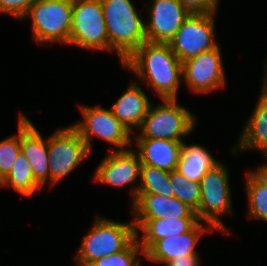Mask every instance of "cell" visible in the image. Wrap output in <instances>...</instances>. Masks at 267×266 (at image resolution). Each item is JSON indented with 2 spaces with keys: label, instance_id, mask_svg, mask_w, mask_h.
Returning <instances> with one entry per match:
<instances>
[{
  "label": "cell",
  "instance_id": "obj_1",
  "mask_svg": "<svg viewBox=\"0 0 267 266\" xmlns=\"http://www.w3.org/2000/svg\"><path fill=\"white\" fill-rule=\"evenodd\" d=\"M136 78L153 87L160 99H177L183 81L182 62L168 43L144 42L122 64Z\"/></svg>",
  "mask_w": 267,
  "mask_h": 266
},
{
  "label": "cell",
  "instance_id": "obj_2",
  "mask_svg": "<svg viewBox=\"0 0 267 266\" xmlns=\"http://www.w3.org/2000/svg\"><path fill=\"white\" fill-rule=\"evenodd\" d=\"M109 38V52L115 51L121 64L144 42L145 22L131 0H100Z\"/></svg>",
  "mask_w": 267,
  "mask_h": 266
},
{
  "label": "cell",
  "instance_id": "obj_3",
  "mask_svg": "<svg viewBox=\"0 0 267 266\" xmlns=\"http://www.w3.org/2000/svg\"><path fill=\"white\" fill-rule=\"evenodd\" d=\"M93 226L84 235L76 259L93 263L105 256L124 250L136 237L133 221L116 222L97 216Z\"/></svg>",
  "mask_w": 267,
  "mask_h": 266
},
{
  "label": "cell",
  "instance_id": "obj_4",
  "mask_svg": "<svg viewBox=\"0 0 267 266\" xmlns=\"http://www.w3.org/2000/svg\"><path fill=\"white\" fill-rule=\"evenodd\" d=\"M151 103L138 135L135 138L184 141L197 122L195 115L178 104L177 99H162L157 106Z\"/></svg>",
  "mask_w": 267,
  "mask_h": 266
},
{
  "label": "cell",
  "instance_id": "obj_5",
  "mask_svg": "<svg viewBox=\"0 0 267 266\" xmlns=\"http://www.w3.org/2000/svg\"><path fill=\"white\" fill-rule=\"evenodd\" d=\"M73 0H35L24 16L30 17L33 39L40 44L69 45Z\"/></svg>",
  "mask_w": 267,
  "mask_h": 266
},
{
  "label": "cell",
  "instance_id": "obj_6",
  "mask_svg": "<svg viewBox=\"0 0 267 266\" xmlns=\"http://www.w3.org/2000/svg\"><path fill=\"white\" fill-rule=\"evenodd\" d=\"M200 203L196 211L200 222H205L214 230L229 234V230L219 216L232 214V198L228 167L219 163L200 180Z\"/></svg>",
  "mask_w": 267,
  "mask_h": 266
},
{
  "label": "cell",
  "instance_id": "obj_7",
  "mask_svg": "<svg viewBox=\"0 0 267 266\" xmlns=\"http://www.w3.org/2000/svg\"><path fill=\"white\" fill-rule=\"evenodd\" d=\"M69 45L109 51V38L100 0H73Z\"/></svg>",
  "mask_w": 267,
  "mask_h": 266
},
{
  "label": "cell",
  "instance_id": "obj_8",
  "mask_svg": "<svg viewBox=\"0 0 267 266\" xmlns=\"http://www.w3.org/2000/svg\"><path fill=\"white\" fill-rule=\"evenodd\" d=\"M83 120L77 121L71 126L78 132L79 136L86 143L89 151L92 150V141L95 136L111 143L116 148L109 151H123L130 148L132 134L114 116L110 109L100 106L92 107L81 105Z\"/></svg>",
  "mask_w": 267,
  "mask_h": 266
},
{
  "label": "cell",
  "instance_id": "obj_9",
  "mask_svg": "<svg viewBox=\"0 0 267 266\" xmlns=\"http://www.w3.org/2000/svg\"><path fill=\"white\" fill-rule=\"evenodd\" d=\"M89 155L86 143L71 125L57 129L48 137L49 186L61 182Z\"/></svg>",
  "mask_w": 267,
  "mask_h": 266
},
{
  "label": "cell",
  "instance_id": "obj_10",
  "mask_svg": "<svg viewBox=\"0 0 267 266\" xmlns=\"http://www.w3.org/2000/svg\"><path fill=\"white\" fill-rule=\"evenodd\" d=\"M215 12L192 13L169 41L177 58L184 62L199 53L215 48Z\"/></svg>",
  "mask_w": 267,
  "mask_h": 266
},
{
  "label": "cell",
  "instance_id": "obj_11",
  "mask_svg": "<svg viewBox=\"0 0 267 266\" xmlns=\"http://www.w3.org/2000/svg\"><path fill=\"white\" fill-rule=\"evenodd\" d=\"M220 49L218 44L215 48L182 62V80L192 92L208 94L226 86Z\"/></svg>",
  "mask_w": 267,
  "mask_h": 266
},
{
  "label": "cell",
  "instance_id": "obj_12",
  "mask_svg": "<svg viewBox=\"0 0 267 266\" xmlns=\"http://www.w3.org/2000/svg\"><path fill=\"white\" fill-rule=\"evenodd\" d=\"M150 5L145 23L146 41L169 43L191 13L178 0H152Z\"/></svg>",
  "mask_w": 267,
  "mask_h": 266
},
{
  "label": "cell",
  "instance_id": "obj_13",
  "mask_svg": "<svg viewBox=\"0 0 267 266\" xmlns=\"http://www.w3.org/2000/svg\"><path fill=\"white\" fill-rule=\"evenodd\" d=\"M140 167L141 161L135 150L110 151L95 169L93 179L117 188L130 186L140 182Z\"/></svg>",
  "mask_w": 267,
  "mask_h": 266
},
{
  "label": "cell",
  "instance_id": "obj_14",
  "mask_svg": "<svg viewBox=\"0 0 267 266\" xmlns=\"http://www.w3.org/2000/svg\"><path fill=\"white\" fill-rule=\"evenodd\" d=\"M200 221L188 232L173 237L157 240L145 253L148 260L166 264L171 259L185 256H199L196 245L206 231H212L211 226L202 225Z\"/></svg>",
  "mask_w": 267,
  "mask_h": 266
},
{
  "label": "cell",
  "instance_id": "obj_15",
  "mask_svg": "<svg viewBox=\"0 0 267 266\" xmlns=\"http://www.w3.org/2000/svg\"><path fill=\"white\" fill-rule=\"evenodd\" d=\"M21 152L32 168L34 180L44 187L49 181L48 138L43 139L31 120L21 113Z\"/></svg>",
  "mask_w": 267,
  "mask_h": 266
},
{
  "label": "cell",
  "instance_id": "obj_16",
  "mask_svg": "<svg viewBox=\"0 0 267 266\" xmlns=\"http://www.w3.org/2000/svg\"><path fill=\"white\" fill-rule=\"evenodd\" d=\"M135 219L197 218L196 212L174 196L155 193H137L131 204Z\"/></svg>",
  "mask_w": 267,
  "mask_h": 266
},
{
  "label": "cell",
  "instance_id": "obj_17",
  "mask_svg": "<svg viewBox=\"0 0 267 266\" xmlns=\"http://www.w3.org/2000/svg\"><path fill=\"white\" fill-rule=\"evenodd\" d=\"M136 140V141H135ZM135 151L141 165H150L168 172L177 169L183 141L166 139L135 138Z\"/></svg>",
  "mask_w": 267,
  "mask_h": 266
},
{
  "label": "cell",
  "instance_id": "obj_18",
  "mask_svg": "<svg viewBox=\"0 0 267 266\" xmlns=\"http://www.w3.org/2000/svg\"><path fill=\"white\" fill-rule=\"evenodd\" d=\"M136 82H131L126 91L111 106L114 116L133 133V129H140L144 117L152 102L142 87Z\"/></svg>",
  "mask_w": 267,
  "mask_h": 266
},
{
  "label": "cell",
  "instance_id": "obj_19",
  "mask_svg": "<svg viewBox=\"0 0 267 266\" xmlns=\"http://www.w3.org/2000/svg\"><path fill=\"white\" fill-rule=\"evenodd\" d=\"M137 238L144 253L157 241L190 231L198 222V218L134 219ZM143 231L139 240V231Z\"/></svg>",
  "mask_w": 267,
  "mask_h": 266
},
{
  "label": "cell",
  "instance_id": "obj_20",
  "mask_svg": "<svg viewBox=\"0 0 267 266\" xmlns=\"http://www.w3.org/2000/svg\"><path fill=\"white\" fill-rule=\"evenodd\" d=\"M254 111L247 120L238 139L237 146L231 149L232 153L257 150L267 156V93L260 92Z\"/></svg>",
  "mask_w": 267,
  "mask_h": 266
},
{
  "label": "cell",
  "instance_id": "obj_21",
  "mask_svg": "<svg viewBox=\"0 0 267 266\" xmlns=\"http://www.w3.org/2000/svg\"><path fill=\"white\" fill-rule=\"evenodd\" d=\"M222 161H217L207 149L183 141L176 171L188 181L200 182L204 175Z\"/></svg>",
  "mask_w": 267,
  "mask_h": 266
},
{
  "label": "cell",
  "instance_id": "obj_22",
  "mask_svg": "<svg viewBox=\"0 0 267 266\" xmlns=\"http://www.w3.org/2000/svg\"><path fill=\"white\" fill-rule=\"evenodd\" d=\"M137 187L132 188V203L135 201L137 193H155L166 197L173 196V187L170 182V172L161 170L150 165H141L140 179Z\"/></svg>",
  "mask_w": 267,
  "mask_h": 266
},
{
  "label": "cell",
  "instance_id": "obj_23",
  "mask_svg": "<svg viewBox=\"0 0 267 266\" xmlns=\"http://www.w3.org/2000/svg\"><path fill=\"white\" fill-rule=\"evenodd\" d=\"M12 187L16 192L31 197L41 186L34 180L32 168L25 155L20 152L8 175L0 182V187Z\"/></svg>",
  "mask_w": 267,
  "mask_h": 266
},
{
  "label": "cell",
  "instance_id": "obj_24",
  "mask_svg": "<svg viewBox=\"0 0 267 266\" xmlns=\"http://www.w3.org/2000/svg\"><path fill=\"white\" fill-rule=\"evenodd\" d=\"M245 177L249 218L267 222V187L259 183L249 172Z\"/></svg>",
  "mask_w": 267,
  "mask_h": 266
},
{
  "label": "cell",
  "instance_id": "obj_25",
  "mask_svg": "<svg viewBox=\"0 0 267 266\" xmlns=\"http://www.w3.org/2000/svg\"><path fill=\"white\" fill-rule=\"evenodd\" d=\"M170 182L173 196L196 212L201 196L200 182L188 181L176 170L170 172Z\"/></svg>",
  "mask_w": 267,
  "mask_h": 266
},
{
  "label": "cell",
  "instance_id": "obj_26",
  "mask_svg": "<svg viewBox=\"0 0 267 266\" xmlns=\"http://www.w3.org/2000/svg\"><path fill=\"white\" fill-rule=\"evenodd\" d=\"M18 117L17 135L14 134L0 141V182L8 175L21 152V113Z\"/></svg>",
  "mask_w": 267,
  "mask_h": 266
},
{
  "label": "cell",
  "instance_id": "obj_27",
  "mask_svg": "<svg viewBox=\"0 0 267 266\" xmlns=\"http://www.w3.org/2000/svg\"><path fill=\"white\" fill-rule=\"evenodd\" d=\"M139 253L144 255L136 237L124 250L96 260L94 266H142ZM139 255V256H138Z\"/></svg>",
  "mask_w": 267,
  "mask_h": 266
},
{
  "label": "cell",
  "instance_id": "obj_28",
  "mask_svg": "<svg viewBox=\"0 0 267 266\" xmlns=\"http://www.w3.org/2000/svg\"><path fill=\"white\" fill-rule=\"evenodd\" d=\"M35 0H0V13L23 20Z\"/></svg>",
  "mask_w": 267,
  "mask_h": 266
},
{
  "label": "cell",
  "instance_id": "obj_29",
  "mask_svg": "<svg viewBox=\"0 0 267 266\" xmlns=\"http://www.w3.org/2000/svg\"><path fill=\"white\" fill-rule=\"evenodd\" d=\"M192 13L217 12L220 0H178Z\"/></svg>",
  "mask_w": 267,
  "mask_h": 266
},
{
  "label": "cell",
  "instance_id": "obj_30",
  "mask_svg": "<svg viewBox=\"0 0 267 266\" xmlns=\"http://www.w3.org/2000/svg\"><path fill=\"white\" fill-rule=\"evenodd\" d=\"M165 266H200L199 256H185L171 259Z\"/></svg>",
  "mask_w": 267,
  "mask_h": 266
},
{
  "label": "cell",
  "instance_id": "obj_31",
  "mask_svg": "<svg viewBox=\"0 0 267 266\" xmlns=\"http://www.w3.org/2000/svg\"><path fill=\"white\" fill-rule=\"evenodd\" d=\"M267 159V156H266ZM259 183L263 184L267 187V163L262 164L260 167L258 166L257 169L254 171H248Z\"/></svg>",
  "mask_w": 267,
  "mask_h": 266
},
{
  "label": "cell",
  "instance_id": "obj_32",
  "mask_svg": "<svg viewBox=\"0 0 267 266\" xmlns=\"http://www.w3.org/2000/svg\"><path fill=\"white\" fill-rule=\"evenodd\" d=\"M265 78H264V83L262 84V93H267V63H266V67H265Z\"/></svg>",
  "mask_w": 267,
  "mask_h": 266
},
{
  "label": "cell",
  "instance_id": "obj_33",
  "mask_svg": "<svg viewBox=\"0 0 267 266\" xmlns=\"http://www.w3.org/2000/svg\"><path fill=\"white\" fill-rule=\"evenodd\" d=\"M75 261L77 262L76 266H94L92 263H86V262L80 261L76 258H75Z\"/></svg>",
  "mask_w": 267,
  "mask_h": 266
}]
</instances>
